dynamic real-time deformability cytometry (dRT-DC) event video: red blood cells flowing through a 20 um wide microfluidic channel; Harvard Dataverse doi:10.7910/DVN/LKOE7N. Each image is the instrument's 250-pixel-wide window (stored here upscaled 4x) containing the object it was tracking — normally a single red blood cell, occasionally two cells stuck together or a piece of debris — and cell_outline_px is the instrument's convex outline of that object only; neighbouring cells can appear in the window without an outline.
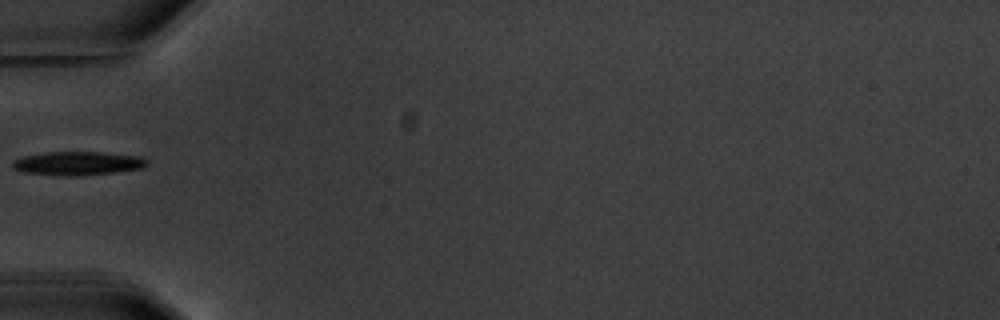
{"species": "common noctule bat (a hibernating species)", "species_latin": "Nyctalus noctula", "temperature_condition": "warm", "stored_images_in_passage": 4, "camera_frame_rate_fps": 3000, "um_per_image_px": 0.085, "animal": {"sex": "male", "body_mass_g": 20.1, "forearm_length_mm": 53.5}, "frame": {"image": 1, "passage_image": 3, "time_ms": 2.667, "image_size_px": [1000, 320], "cell_outline_px": [[148, 164], [144, 168], [116, 172], [68, 176], [24, 172], [12, 168], [12, 160], [24, 156], [44, 152], [100, 152], [140, 156], [148, 160]], "centroid_in_image_um": [6.62, 13.87], "position_along_channel_um": 78.4, "area_um2": 18.5}}